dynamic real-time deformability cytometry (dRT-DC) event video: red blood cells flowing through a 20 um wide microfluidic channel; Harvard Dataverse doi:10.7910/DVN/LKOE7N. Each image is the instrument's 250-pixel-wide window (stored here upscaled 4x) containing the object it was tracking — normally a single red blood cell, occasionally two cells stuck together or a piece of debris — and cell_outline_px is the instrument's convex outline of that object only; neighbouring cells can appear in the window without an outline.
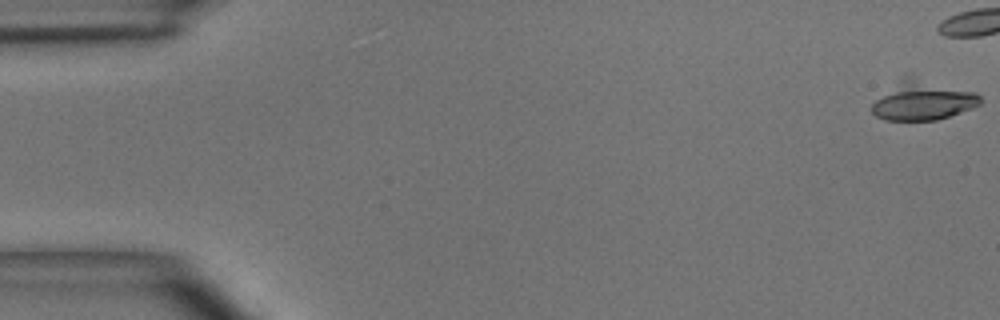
{"species": "common noctule bat (a hibernating species)", "species_latin": "Nyctalus noctula", "temperature_condition": "room temperature", "stored_images_in_passage": 14, "camera_frame_rate_fps": 3000, "um_per_image_px": 0.085, "animal": {"sex": "male", "body_mass_g": 15.6}, "frame": {"image": 1, "passage_image": 1, "time_ms": 0.0, "image_size_px": [1000, 320], "cell_outline_px": [[980, 104], [972, 108], [936, 120], [884, 120], [876, 116], [872, 112], [872, 104], [876, 100], [904, 76], [912, 76], [976, 92], [980, 96]], "centroid_in_image_um": [78.45, 8.55], "position_along_channel_um": 6.6, "area_um2": 24.28}}